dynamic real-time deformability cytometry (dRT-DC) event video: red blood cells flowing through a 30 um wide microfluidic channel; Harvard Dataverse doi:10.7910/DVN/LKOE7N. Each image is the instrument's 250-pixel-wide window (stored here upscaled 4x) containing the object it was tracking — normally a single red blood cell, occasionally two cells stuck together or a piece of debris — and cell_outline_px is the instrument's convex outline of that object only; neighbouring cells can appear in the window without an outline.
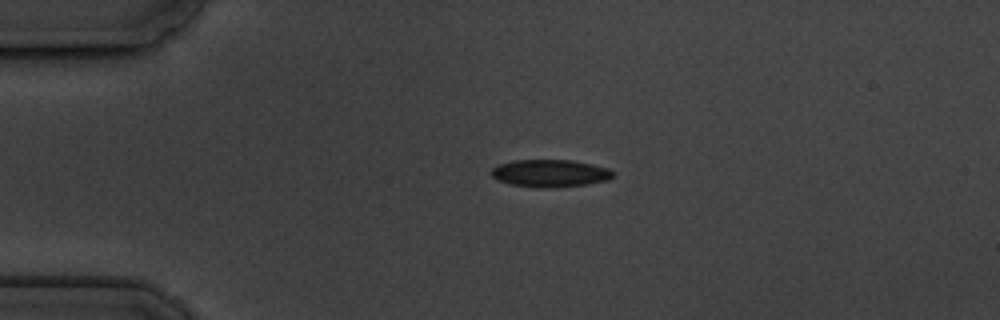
{"species": "common noctule bat (a hibernating species)", "species_latin": "Nyctalus noctula", "temperature_condition": "cold", "stored_images_in_passage": 4, "camera_frame_rate_fps": 3000, "um_per_image_px": 0.085, "animal": {"sex": "male", "body_mass_g": 19.5, "forearm_length_mm": 54.6}, "frame": {"image": 1, "passage_image": 3, "time_ms": 2.333, "image_size_px": [1000, 320], "cell_outline_px": [[612, 176], [608, 180], [588, 184], [552, 188], [540, 188], [512, 184], [496, 180], [492, 176], [492, 168], [500, 164], [512, 160], [572, 160], [592, 164], [608, 168], [612, 172]], "centroid_in_image_um": [46.75, 14.73], "position_along_channel_um": 38.3, "area_um2": 19.42}}